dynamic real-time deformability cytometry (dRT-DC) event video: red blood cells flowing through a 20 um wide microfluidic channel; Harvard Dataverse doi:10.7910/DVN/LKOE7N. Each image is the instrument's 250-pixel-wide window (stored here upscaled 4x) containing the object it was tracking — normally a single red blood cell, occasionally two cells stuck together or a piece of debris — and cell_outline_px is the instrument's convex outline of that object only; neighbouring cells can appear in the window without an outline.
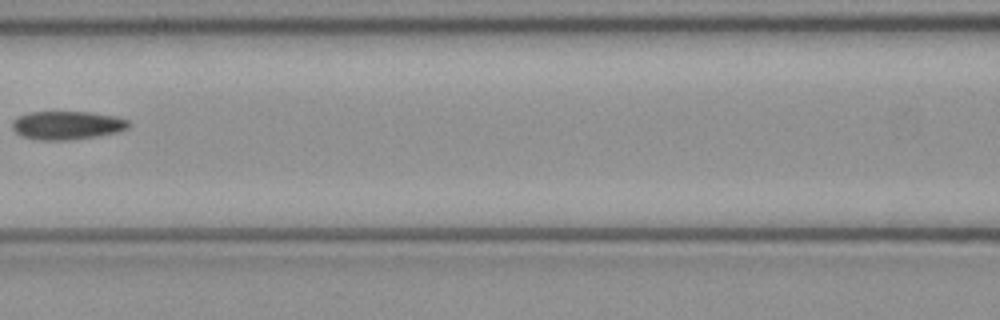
{"species": "common noctule bat (a hibernating species)", "species_latin": "Nyctalus noctula", "temperature_condition": "cold", "stored_images_in_passage": 6, "camera_frame_rate_fps": 3000, "um_per_image_px": 0.085, "animal": {"sex": "female", "body_mass_g": 21.9}, "frame": {"image": 1, "passage_image": 6, "time_ms": 1.667, "image_size_px": [1000, 320], "cell_outline_px": [[128, 128], [116, 132], [96, 136], [68, 140], [40, 140], [24, 136], [16, 132], [12, 128], [12, 120], [28, 112], [92, 112], [116, 116], [128, 120]], "centroid_in_image_um": [5.69, 10.64], "position_along_channel_um": 160.9, "area_um2": 19.13}}